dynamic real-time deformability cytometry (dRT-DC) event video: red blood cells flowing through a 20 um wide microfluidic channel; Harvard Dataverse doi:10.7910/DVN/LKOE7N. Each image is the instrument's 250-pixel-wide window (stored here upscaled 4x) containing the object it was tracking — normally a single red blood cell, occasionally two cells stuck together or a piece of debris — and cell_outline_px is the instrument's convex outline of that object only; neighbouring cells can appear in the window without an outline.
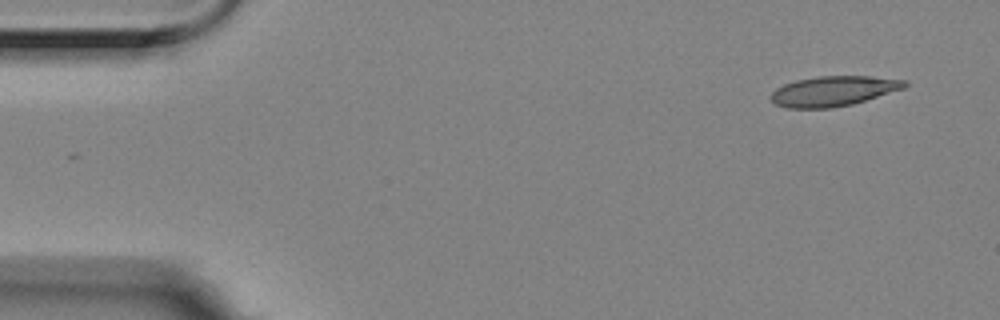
{"species": "Egyptian fruit bat (a non-hibernating species)", "species_latin": "Rousettus aegyptiacus", "temperature_condition": "room temperature", "stored_images_in_passage": 10, "camera_frame_rate_fps": 3000, "um_per_image_px": 0.085, "animal": {"sex": "female"}, "frame": {"image": 1, "passage_image": 1, "time_ms": 0.0, "image_size_px": [1000, 320], "cell_outline_px": [[908, 84], [904, 88], [852, 104], [832, 108], [788, 108], [776, 104], [768, 96], [776, 88], [784, 84], [796, 80], [816, 76], [872, 76], [908, 80]], "centroid_in_image_um": [70.83, 7.73], "position_along_channel_um": 14.2, "area_um2": 23.47}}
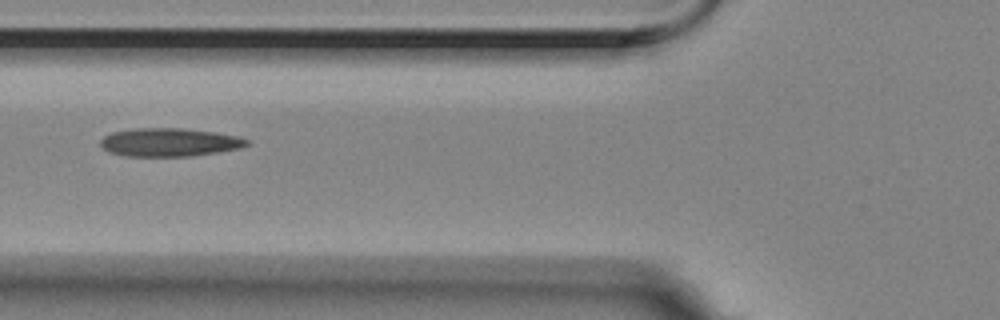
{"frame": {"image": 2, "passage_image": 6, "time_ms": 1.667, "image_size_px": [1000, 320], "cell_outline_px": [[252, 144], [240, 148], [216, 152], [188, 156], [124, 156], [108, 152], [100, 144], [100, 140], [104, 136], [112, 132], [136, 128], [184, 128], [216, 132], [240, 136], [248, 140]], "centroid_in_image_um": [14.42, 12.09], "position_along_channel_um": 111.4, "area_um2": 24.28}}
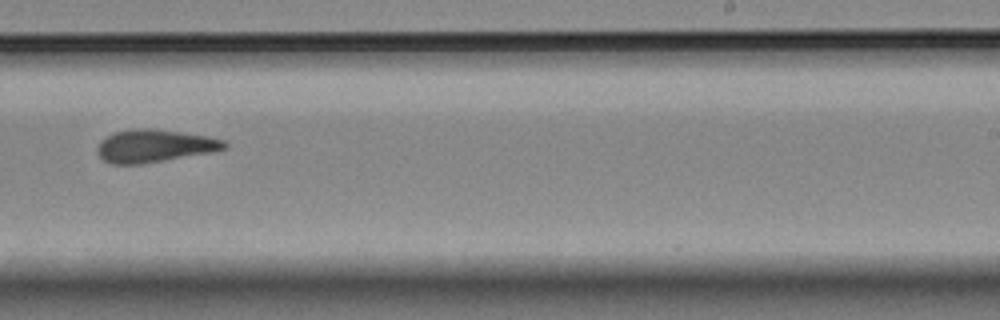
{"frame": {"image": 3, "passage_image": 10, "time_ms": 3.0, "image_size_px": [1000, 320], "cell_outline_px": [[228, 148], [212, 152], [140, 164], [112, 164], [104, 160], [100, 156], [100, 140], [116, 132], [132, 128], [152, 128], [208, 136], [224, 140], [228, 144]], "centroid_in_image_um": [13.18, 12.39], "position_along_channel_um": 275.8, "area_um2": 23.93}}